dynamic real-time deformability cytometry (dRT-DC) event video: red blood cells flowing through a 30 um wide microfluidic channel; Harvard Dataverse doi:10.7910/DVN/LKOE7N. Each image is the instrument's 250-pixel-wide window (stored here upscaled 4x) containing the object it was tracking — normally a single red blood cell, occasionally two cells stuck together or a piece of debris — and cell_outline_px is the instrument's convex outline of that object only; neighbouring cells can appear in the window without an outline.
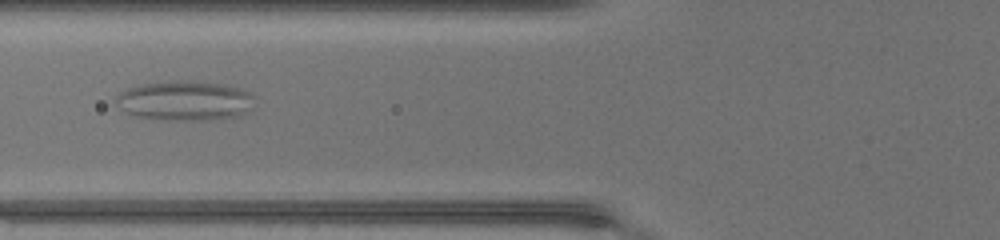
{"species": "common noctule bat (a hibernating species)", "species_latin": "Nyctalus noctula", "temperature_condition": "warm", "stored_images_in_passage": 50, "camera_frame_rate_fps": 3000, "um_per_image_px": 0.085, "animal": {"sex": "female", "body_mass_g": 17.0, "forearm_length_mm": 48.0}, "frame": {"image": 1, "passage_image": 21, "time_ms": 6.667, "image_size_px": [1000, 240], "cell_outline_px": [[252, 108], [240, 116], [212, 120], [160, 120], [136, 116], [128, 112], [116, 100], [120, 92], [128, 88], [144, 84], [224, 84], [248, 92], [252, 96]], "centroid_in_image_um": [15.76, 8.64], "position_along_channel_um": 110.0, "area_um2": 30.46}}
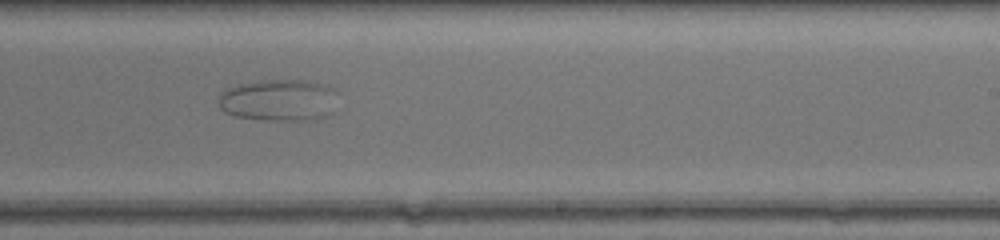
{"frame": {"image": 2, "passage_image": 32, "time_ms": 10.333, "image_size_px": [1000, 240], "cell_outline_px": [[332, 112], [328, 116], [316, 120], [264, 120], [236, 116], [224, 112], [220, 108], [220, 96], [228, 88], [240, 84], [260, 80], [300, 80], [320, 84], [332, 88]], "centroid_in_image_um": [23.65, 8.53], "position_along_channel_um": 265.3, "area_um2": 28.5}}
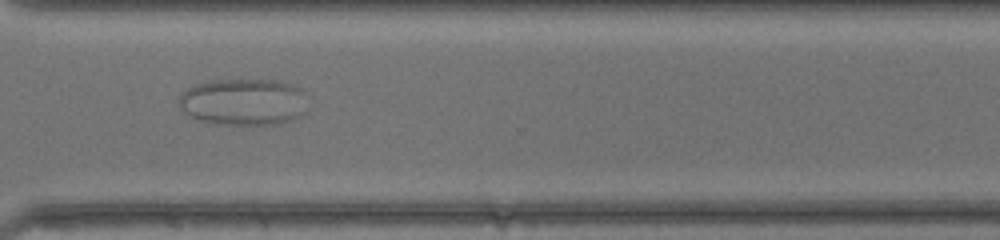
{"frame": {"image": 3, "passage_image": 38, "time_ms": 12.333, "image_size_px": [1000, 240], "cell_outline_px": [[308, 112], [292, 120], [280, 124], [212, 124], [200, 120], [192, 116], [180, 108], [180, 96], [188, 88], [196, 84], [212, 80], [268, 80], [288, 84], [300, 88]], "centroid_in_image_um": [20.71, 8.68], "position_along_channel_um": 349.9, "area_um2": 34.8}}